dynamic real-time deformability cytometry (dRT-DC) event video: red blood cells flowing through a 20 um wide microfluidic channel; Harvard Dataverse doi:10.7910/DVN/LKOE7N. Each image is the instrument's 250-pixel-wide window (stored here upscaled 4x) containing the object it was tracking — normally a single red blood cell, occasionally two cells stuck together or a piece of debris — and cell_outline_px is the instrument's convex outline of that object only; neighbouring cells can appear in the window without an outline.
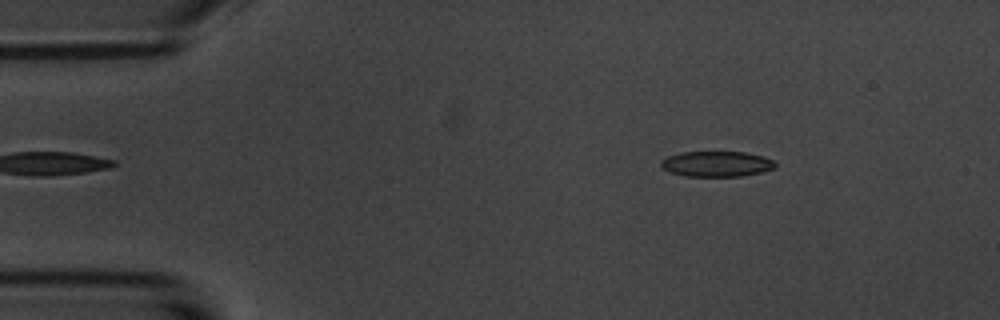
{"species": "common noctule bat (a hibernating species)", "species_latin": "Nyctalus noctula", "temperature_condition": "room temperature", "stored_images_in_passage": 52, "camera_frame_rate_fps": 3000, "um_per_image_px": 0.085, "animal": {"sex": "male", "body_mass_g": 20.1, "forearm_length_mm": 53.5}, "frame": {"image": 1, "passage_image": 4, "time_ms": 1.0, "image_size_px": [1000, 320], "cell_outline_px": [[776, 168], [760, 172], [740, 176], [684, 176], [668, 172], [660, 168], [660, 160], [668, 156], [680, 152], [744, 152], [764, 156], [772, 160], [776, 164]], "centroid_in_image_um": [60.86, 13.93], "position_along_channel_um": 24.1, "area_um2": 17.11}}
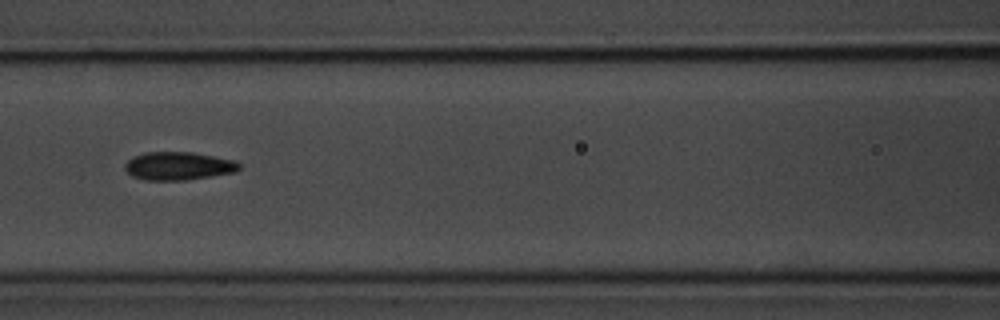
{"frame": {"image": 2, "passage_image": 20, "time_ms": 6.333, "image_size_px": [1000, 320], "cell_outline_px": [[240, 168], [236, 172], [188, 180], [144, 180], [132, 176], [124, 168], [124, 164], [132, 156], [144, 152], [192, 152], [236, 160], [240, 164]], "centroid_in_image_um": [15.16, 14.1], "position_along_channel_um": 151.4, "area_um2": 18.96}}
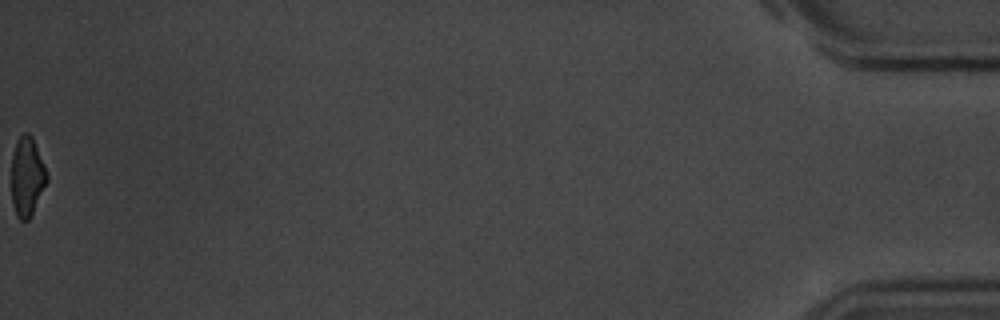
{"frame": {"image": 3, "passage_image": 52, "time_ms": 17.0, "image_size_px": [1000, 320], "cell_outline_px": [[48, 180], [28, 220], [20, 220], [16, 216], [12, 204], [12, 152], [20, 136], [24, 132], [28, 132], [32, 136], [44, 164], [48, 176]], "centroid_in_image_um": [2.29, 15.0], "position_along_channel_um": 432.9, "area_um2": 16.18}, "authors_computed_cell_mechanics": {"area_um2": 17.918, "velocity_mm_per_s": 3.6009, "shape_relaxation_time_tau1_ms": 2.6931, "shape_relaxation_time_tau2_ms": 2.1074, "deformation_change_tau1": 0.1133, "deformation_change_tau2": 0.0906}}